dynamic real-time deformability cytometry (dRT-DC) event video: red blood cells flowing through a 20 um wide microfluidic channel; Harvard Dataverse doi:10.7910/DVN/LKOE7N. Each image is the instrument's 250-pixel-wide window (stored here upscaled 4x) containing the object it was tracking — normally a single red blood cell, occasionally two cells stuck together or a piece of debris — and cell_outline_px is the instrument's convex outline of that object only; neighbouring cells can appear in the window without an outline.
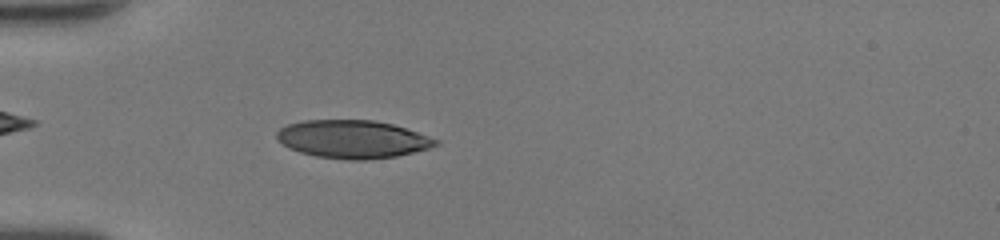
{"species": "human", "species_latin": "Homo sapiens", "temperature_condition": "room temperature", "stored_images_in_passage": 48, "camera_frame_rate_fps": 3000, "um_per_image_px": 0.085, "donor": {"sex": "female"}, "frame": {"image": 1, "passage_image": 15, "time_ms": 4.667, "image_size_px": [1000, 240], "cell_outline_px": [[440, 144], [428, 148], [396, 156], [364, 160], [348, 160], [316, 156], [300, 152], [288, 148], [276, 140], [276, 132], [280, 128], [288, 124], [304, 120], [372, 120], [392, 124], [440, 140]], "centroid_in_image_um": [29.93, 11.83], "position_along_channel_um": 55.1, "area_um2": 35.14}}
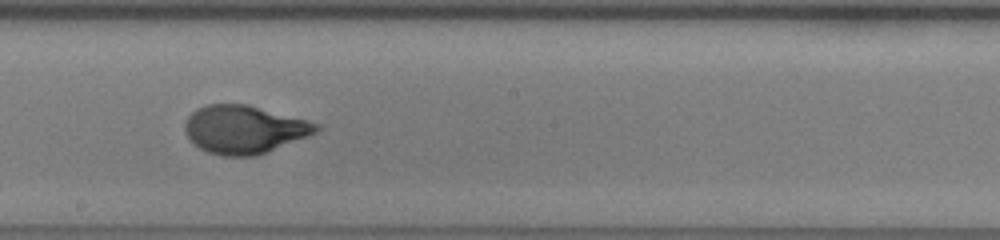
{"frame": {"image": 2, "passage_image": 28, "time_ms": 9.0, "image_size_px": [1000, 240], "cell_outline_px": [[320, 128], [316, 132], [308, 136], [256, 156], [224, 156], [208, 152], [200, 148], [188, 136], [184, 128], [184, 124], [188, 116], [196, 108], [208, 104], [248, 104], [320, 124]], "centroid_in_image_um": [20.75, 10.99], "position_along_channel_um": 227.5, "area_um2": 36.53}}
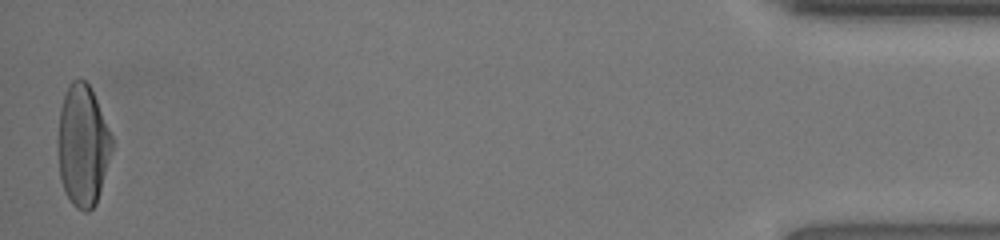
{"frame": {"image": 3, "passage_image": 48, "time_ms": 15.667, "image_size_px": [1000, 240], "cell_outline_px": [[112, 148], [96, 204], [88, 212], [84, 212], [76, 208], [72, 204], [64, 192], [60, 180], [56, 148], [56, 140], [60, 108], [64, 92], [68, 84], [72, 80], [84, 80], [88, 84], [96, 100], [112, 136]], "centroid_in_image_um": [6.98, 12.38], "position_along_channel_um": 428.2, "area_um2": 38.49}, "authors_computed_cell_mechanics": {"area_um2": 36.5007, "velocity_mm_per_s": 4.304, "shape_relaxation_time_tau1_ms": 3.52, "shape_relaxation_time_tau2_ms": null, "deformation_change_tau1": 0.1992, "deformation_change_tau2": null}}